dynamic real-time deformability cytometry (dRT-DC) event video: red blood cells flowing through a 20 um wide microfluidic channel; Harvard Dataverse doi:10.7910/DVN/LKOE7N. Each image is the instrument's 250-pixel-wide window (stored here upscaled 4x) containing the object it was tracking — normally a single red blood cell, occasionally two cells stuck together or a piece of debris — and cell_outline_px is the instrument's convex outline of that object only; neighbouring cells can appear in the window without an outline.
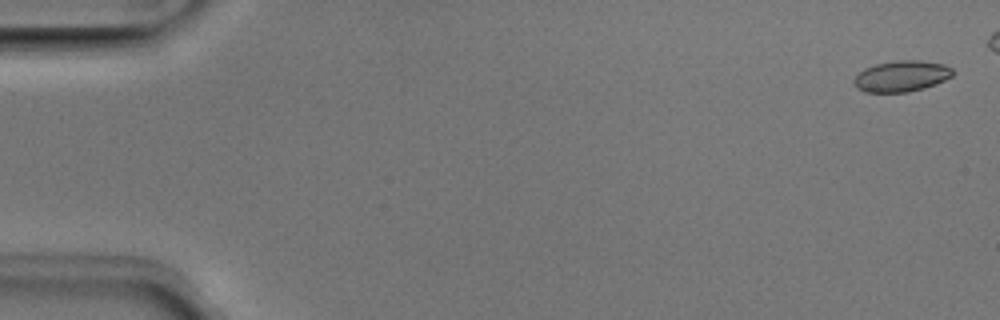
{"species": "Egyptian fruit bat (a non-hibernating species)", "species_latin": "Rousettus aegyptiacus", "temperature_condition": "room temperature", "stored_images_in_passage": 45, "camera_frame_rate_fps": 3000, "um_per_image_px": 0.085, "animal": {"sex": "male"}, "frame": {"image": 1, "passage_image": 2, "time_ms": 0.333, "image_size_px": [1000, 320], "cell_outline_px": [[952, 76], [936, 84], [924, 88], [908, 92], [864, 92], [856, 88], [852, 80], [864, 68], [876, 64], [896, 60], [920, 60], [944, 64], [952, 68]], "centroid_in_image_um": [76.61, 6.47], "position_along_channel_um": 8.4, "area_um2": 17.92}}
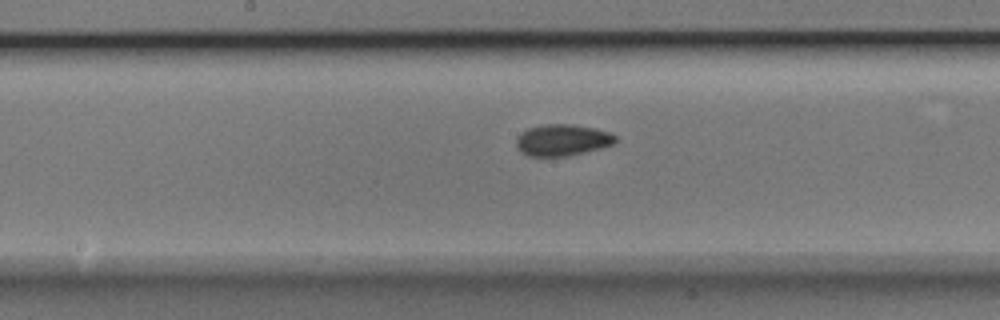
{"frame": {"image": 2, "passage_image": 27, "time_ms": 8.667, "image_size_px": [1000, 320], "cell_outline_px": [[616, 144], [568, 156], [528, 156], [520, 152], [516, 148], [516, 140], [520, 132], [528, 128], [548, 124], [572, 124], [592, 128], [608, 132], [616, 136]], "centroid_in_image_um": [47.77, 11.91], "position_along_channel_um": 200.4, "area_um2": 18.21}}
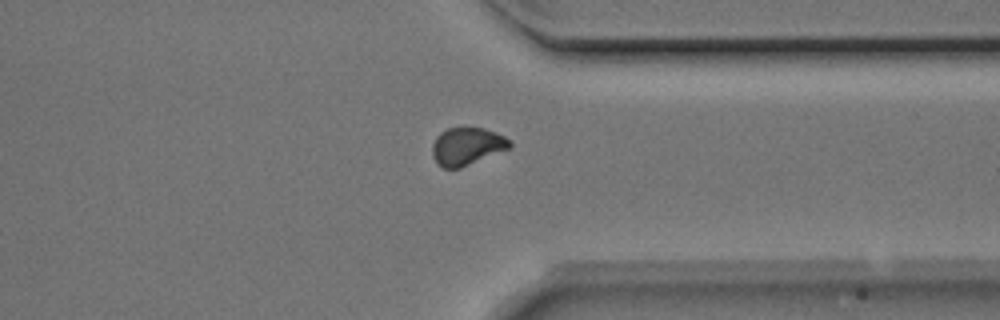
{"frame": {"image": 3, "passage_image": 40, "time_ms": 13.0, "image_size_px": [1000, 320], "cell_outline_px": [[512, 148], [460, 168], [444, 168], [436, 164], [432, 156], [432, 144], [436, 136], [440, 132], [448, 128], [484, 128], [496, 132], [512, 140]], "centroid_in_image_um": [39.71, 12.44], "position_along_channel_um": 371.7, "area_um2": 17.28}}